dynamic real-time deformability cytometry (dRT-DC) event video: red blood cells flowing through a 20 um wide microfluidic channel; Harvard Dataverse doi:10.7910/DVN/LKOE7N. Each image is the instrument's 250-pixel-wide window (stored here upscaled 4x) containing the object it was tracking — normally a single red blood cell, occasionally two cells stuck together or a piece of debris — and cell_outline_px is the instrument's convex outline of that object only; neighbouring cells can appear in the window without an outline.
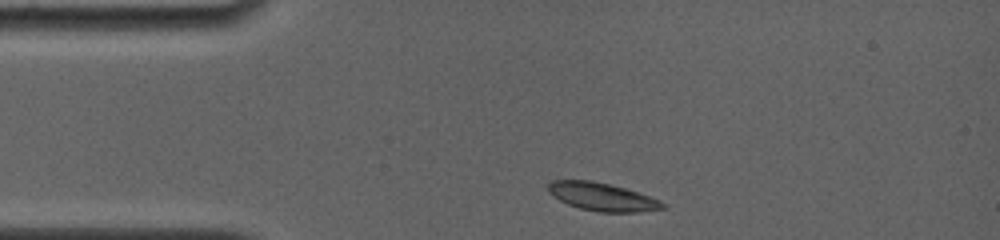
{"species": "common noctule bat (a hibernating species)", "species_latin": "Nyctalus noctula", "temperature_condition": "room temperature", "stored_images_in_passage": 5, "camera_frame_rate_fps": 4000, "um_per_image_px": 0.085, "animal": {"sex": "female", "body_mass_g": 19.0, "forearm_length_mm": 56.7}, "frame": {"image": 1, "passage_image": 1, "time_ms": 0.0, "image_size_px": [1000, 240], "cell_outline_px": [[668, 208], [636, 212], [600, 212], [580, 208], [568, 204], [552, 196], [548, 192], [548, 184], [552, 180], [592, 180], [624, 188], [660, 200], [668, 204]], "centroid_in_image_um": [51.19, 16.73], "position_along_channel_um": 33.8, "area_um2": 18.67}}
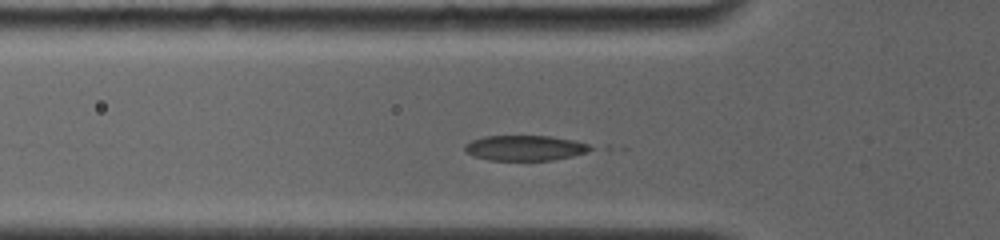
{"frame": {"image": 2, "passage_image": 5, "time_ms": 1.0, "image_size_px": [1000, 240], "cell_outline_px": [[596, 148], [588, 152], [572, 156], [552, 160], [488, 160], [464, 152], [464, 144], [472, 140], [484, 136], [552, 136], [572, 140], [588, 144]], "centroid_in_image_um": [44.63, 12.57], "position_along_channel_um": 81.2, "area_um2": 18.55}}